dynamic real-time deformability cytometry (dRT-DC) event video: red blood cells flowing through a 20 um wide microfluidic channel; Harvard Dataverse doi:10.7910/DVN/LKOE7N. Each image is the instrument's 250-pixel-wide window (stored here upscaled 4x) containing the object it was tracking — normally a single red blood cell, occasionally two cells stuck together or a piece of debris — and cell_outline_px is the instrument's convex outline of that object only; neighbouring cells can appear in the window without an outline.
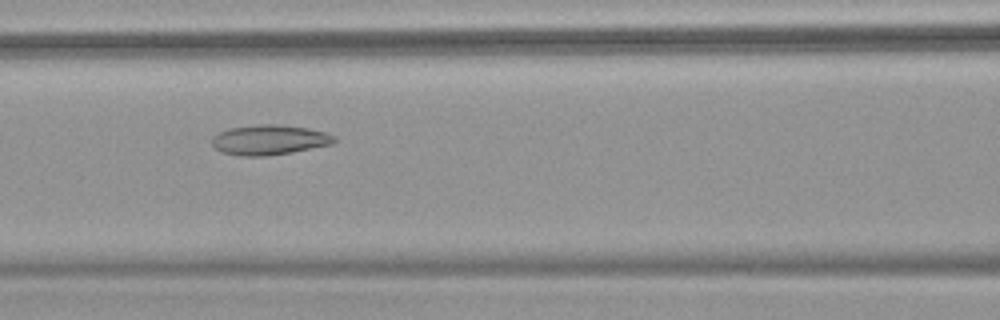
{"species": "common noctule bat (a hibernating species)", "species_latin": "Nyctalus noctula", "temperature_condition": "warm", "stored_images_in_passage": 54, "camera_frame_rate_fps": 3000, "um_per_image_px": 0.085, "animal": {"sex": "female", "body_mass_g": 18.4}, "frame": {"image": 1, "passage_image": 25, "time_ms": 8.0, "image_size_px": [1000, 320], "cell_outline_px": [[336, 140], [332, 144], [292, 152], [264, 156], [244, 156], [224, 152], [216, 148], [212, 144], [212, 136], [228, 128], [256, 124], [276, 124], [308, 128], [324, 132], [336, 136]], "centroid_in_image_um": [22.9, 11.87], "position_along_channel_um": 143.7, "area_um2": 21.27}}
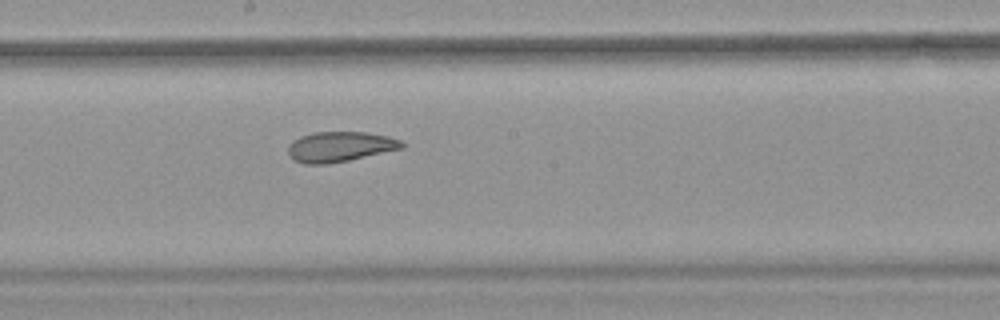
{"frame": {"image": 2, "passage_image": 31, "time_ms": 10.0, "image_size_px": [1000, 320], "cell_outline_px": [[404, 148], [348, 160], [328, 164], [304, 164], [292, 160], [288, 156], [288, 144], [292, 140], [300, 136], [312, 132], [368, 132], [388, 136], [400, 140], [404, 144]], "centroid_in_image_um": [28.84, 12.47], "position_along_channel_um": 219.4, "area_um2": 20.23}}
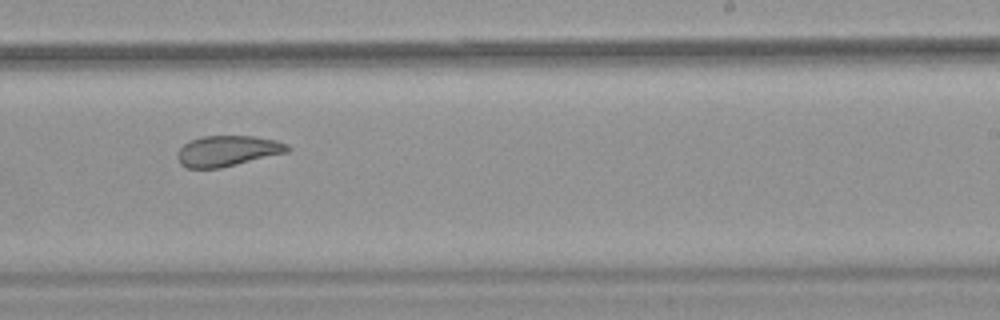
{"frame": {"image": 3, "passage_image": 35, "time_ms": 11.333, "image_size_px": [1000, 320], "cell_outline_px": [[292, 148], [288, 152], [220, 168], [188, 168], [180, 164], [176, 156], [176, 152], [184, 144], [192, 140], [204, 136], [252, 136], [276, 140], [288, 144]], "centroid_in_image_um": [19.34, 12.83], "position_along_channel_um": 269.7, "area_um2": 19.65}, "authors_computed_cell_mechanics": {"area_um2": 24.9696, "velocity_mm_per_s": 3.8036, "shape_relaxation_time_tau1_ms": null, "shape_relaxation_time_tau2_ms": 3.1193, "deformation_change_tau1": null, "deformation_change_tau2": 0.1}}